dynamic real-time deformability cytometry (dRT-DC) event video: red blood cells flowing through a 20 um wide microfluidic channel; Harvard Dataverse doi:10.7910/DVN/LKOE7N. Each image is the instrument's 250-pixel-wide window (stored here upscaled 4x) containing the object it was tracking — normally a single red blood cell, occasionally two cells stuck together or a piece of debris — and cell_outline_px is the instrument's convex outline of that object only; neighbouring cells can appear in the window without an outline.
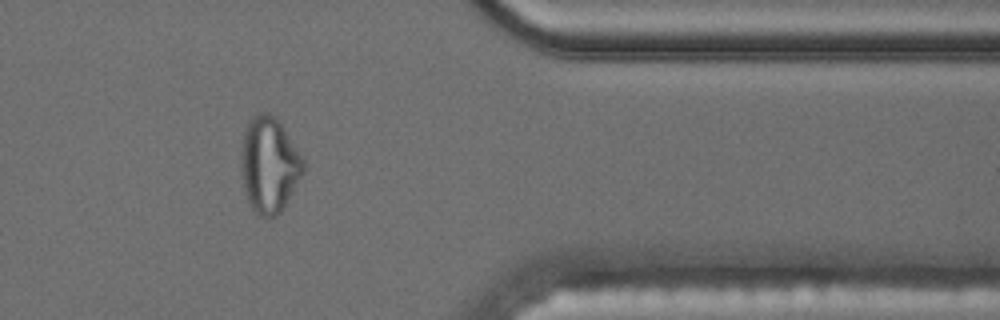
{"species": "common noctule bat (a hibernating species)", "species_latin": "Nyctalus noctula", "temperature_condition": "cold", "stored_images_in_passage": 55, "camera_frame_rate_fps": 3000, "um_per_image_px": 0.085, "animal": {"sex": "male", "body_mass_g": 17.5, "forearm_length_mm": 52.3}, "frame": {"image": 1, "passage_image": 47, "time_ms": 15.333, "image_size_px": [1000, 320], "cell_outline_px": [[304, 172], [280, 212], [276, 216], [260, 216], [252, 208], [244, 192], [240, 168], [240, 164], [244, 128], [248, 120], [252, 116], [260, 112], [268, 112], [276, 116], [280, 120], [304, 160]], "centroid_in_image_um": [22.86, 13.96], "position_along_channel_um": 388.5, "area_um2": 34.91}}